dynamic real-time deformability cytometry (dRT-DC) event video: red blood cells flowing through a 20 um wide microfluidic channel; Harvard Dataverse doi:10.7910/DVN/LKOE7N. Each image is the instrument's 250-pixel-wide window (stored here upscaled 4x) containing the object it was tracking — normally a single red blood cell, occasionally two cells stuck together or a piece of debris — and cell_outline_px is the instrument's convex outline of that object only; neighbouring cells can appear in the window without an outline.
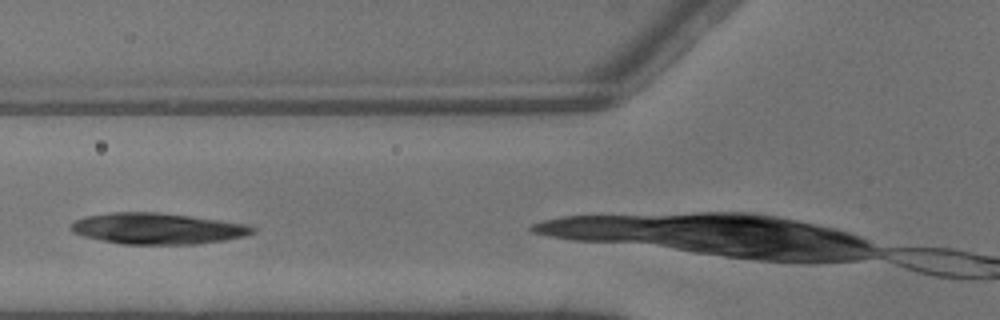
{"species": "common noctule bat (a hibernating species)", "species_latin": "Nyctalus noctula", "temperature_condition": "warm", "stored_images_in_passage": 4, "camera_frame_rate_fps": 3000, "um_per_image_px": 0.085, "animal": {"sex": "male", "body_mass_g": 13.3}, "frame": {"image": 1, "passage_image": 2, "time_ms": 0.333, "image_size_px": [1000, 320], "cell_outline_px": [[256, 232], [244, 236], [224, 240], [196, 244], [120, 244], [100, 240], [84, 236], [72, 232], [72, 224], [76, 220], [84, 216], [108, 212], [160, 212], [248, 224], [256, 228]], "centroid_in_image_um": [13.39, 19.42], "position_along_channel_um": 112.4, "area_um2": 32.95}}